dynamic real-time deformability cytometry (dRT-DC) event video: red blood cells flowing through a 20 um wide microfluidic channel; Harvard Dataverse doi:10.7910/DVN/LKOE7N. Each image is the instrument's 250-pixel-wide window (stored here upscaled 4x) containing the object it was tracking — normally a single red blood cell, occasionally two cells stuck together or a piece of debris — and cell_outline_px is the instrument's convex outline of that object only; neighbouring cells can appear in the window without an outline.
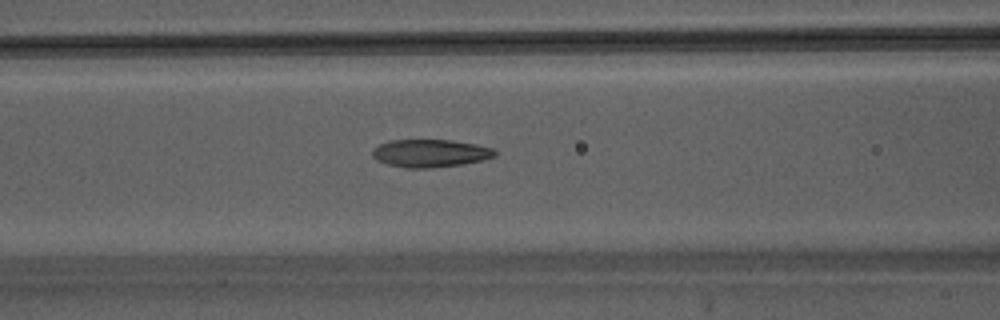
{"species": "Egyptian fruit bat (a non-hibernating species)", "species_latin": "Rousettus aegyptiacus", "temperature_condition": "warm", "stored_images_in_passage": 46, "camera_frame_rate_fps": 3000, "um_per_image_px": 0.085, "animal": {"sex": "male"}, "frame": {"image": 1, "passage_image": 20, "time_ms": 6.333, "image_size_px": [1000, 320], "cell_outline_px": [[496, 156], [484, 160], [460, 164], [432, 168], [404, 168], [388, 164], [376, 160], [372, 156], [372, 152], [380, 144], [388, 140], [452, 140], [476, 144], [492, 148], [496, 152]], "centroid_in_image_um": [36.57, 13.03], "position_along_channel_um": 130.0, "area_um2": 19.83}}
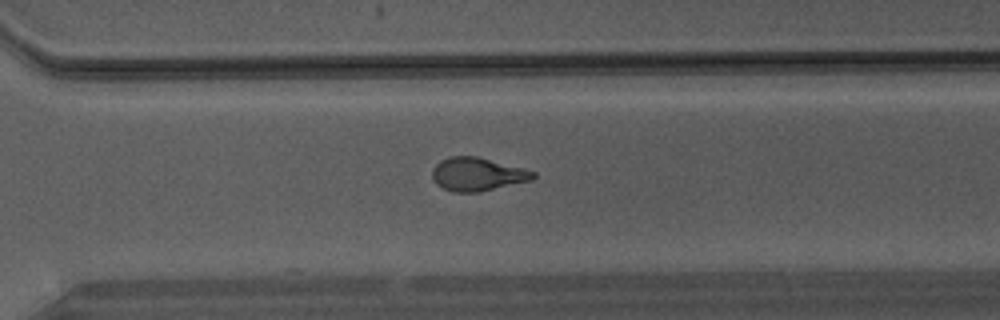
{"frame": {"image": 2, "passage_image": 33, "time_ms": 10.667, "image_size_px": [1000, 320], "cell_outline_px": [[536, 176], [532, 180], [476, 192], [452, 192], [436, 184], [432, 176], [432, 168], [440, 160], [452, 156], [476, 156], [536, 172]], "centroid_in_image_um": [40.54, 14.81], "position_along_channel_um": 330.1, "area_um2": 19.31}}
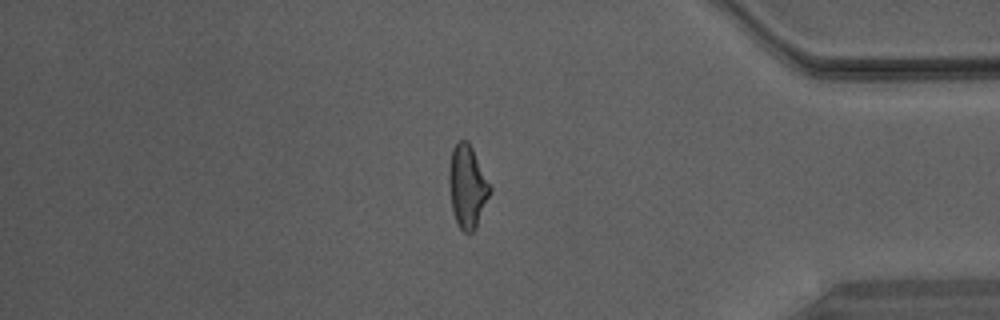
{"frame": {"image": 3, "passage_image": 39, "time_ms": 12.667, "image_size_px": [1000, 320], "cell_outline_px": [[492, 188], [476, 224], [472, 232], [464, 232], [460, 228], [452, 212], [448, 184], [448, 168], [452, 148], [460, 140], [468, 140]], "centroid_in_image_um": [39.68, 15.8], "position_along_channel_um": 395.5, "area_um2": 19.48}}